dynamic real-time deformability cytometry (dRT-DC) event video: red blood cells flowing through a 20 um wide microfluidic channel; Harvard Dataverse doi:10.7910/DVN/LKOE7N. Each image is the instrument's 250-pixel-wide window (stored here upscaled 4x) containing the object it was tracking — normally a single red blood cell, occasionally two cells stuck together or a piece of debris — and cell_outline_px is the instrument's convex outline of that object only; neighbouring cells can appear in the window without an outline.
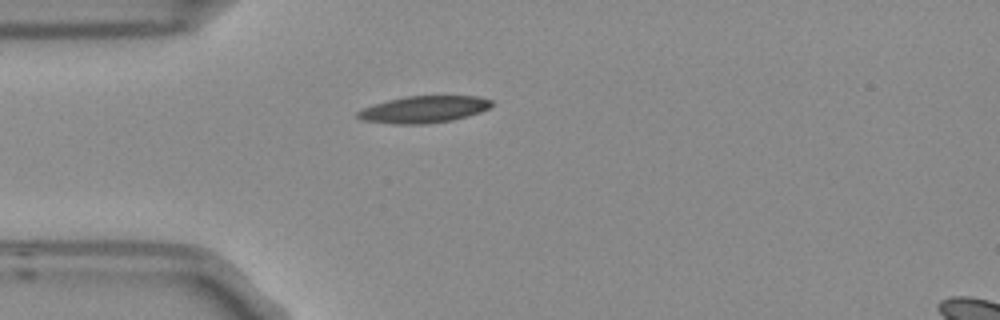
{"species": "Egyptian fruit bat (a non-hibernating species)", "species_latin": "Rousettus aegyptiacus", "temperature_condition": "room temperature", "stored_images_in_passage": 4, "camera_frame_rate_fps": 3000, "um_per_image_px": 0.085, "frame": {"image": 1, "passage_image": 4, "time_ms": 1.0, "image_size_px": [1000, 320], "cell_outline_px": [[496, 104], [480, 112], [468, 116], [452, 120], [424, 124], [396, 124], [360, 120], [356, 116], [356, 112], [372, 104], [404, 96], [480, 96], [492, 100]], "centroid_in_image_um": [36.03, 9.29], "position_along_channel_um": 49.0, "area_um2": 21.15}}